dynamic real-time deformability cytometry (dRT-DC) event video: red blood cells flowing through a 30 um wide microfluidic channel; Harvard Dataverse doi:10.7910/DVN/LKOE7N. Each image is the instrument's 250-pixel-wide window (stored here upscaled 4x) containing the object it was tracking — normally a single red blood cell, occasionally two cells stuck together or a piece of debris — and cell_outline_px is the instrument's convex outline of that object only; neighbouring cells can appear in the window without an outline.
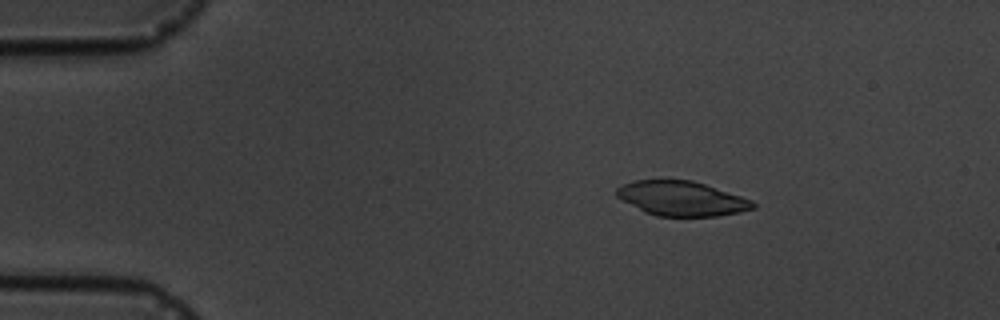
{"species": "common noctule bat (a hibernating species)", "species_latin": "Nyctalus noctula", "temperature_condition": "cold", "stored_images_in_passage": 4, "camera_frame_rate_fps": 3000, "um_per_image_px": 0.085, "animal": {"sex": "male", "body_mass_g": 19.5, "forearm_length_mm": 54.6}, "frame": {"image": 1, "passage_image": 2, "time_ms": 1.0, "image_size_px": [1000, 320], "cell_outline_px": [[756, 208], [740, 212], [716, 216], [656, 216], [644, 212], [616, 196], [616, 188], [632, 180], [692, 180], [752, 200], [756, 204]], "centroid_in_image_um": [57.93, 16.88], "position_along_channel_um": 27.1, "area_um2": 27.34}}